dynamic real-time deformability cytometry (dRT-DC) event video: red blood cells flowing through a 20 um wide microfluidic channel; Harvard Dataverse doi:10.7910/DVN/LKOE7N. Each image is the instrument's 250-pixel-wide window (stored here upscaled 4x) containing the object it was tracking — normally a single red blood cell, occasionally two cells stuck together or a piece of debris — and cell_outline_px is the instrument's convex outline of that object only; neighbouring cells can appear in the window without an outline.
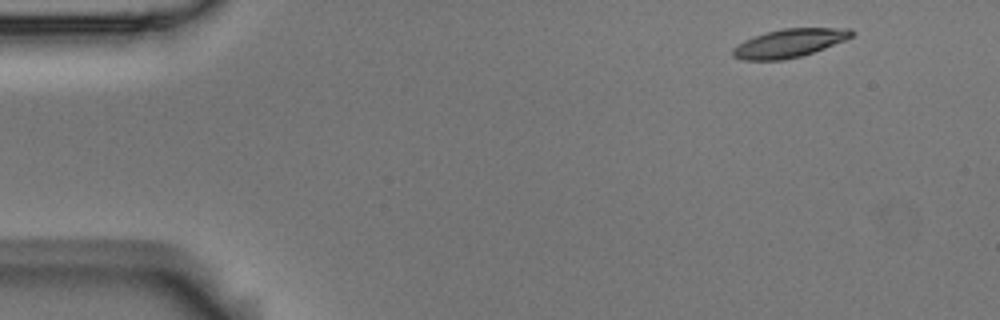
{"species": "Egyptian fruit bat (a non-hibernating species)", "species_latin": "Rousettus aegyptiacus", "temperature_condition": "room temperature", "stored_images_in_passage": 4, "segment_of_instrument_passage": [2, 2], "camera_frame_rate_fps": 3000, "um_per_image_px": 0.085, "animal": {"sex": "male"}, "frame": {"image": 1, "passage_image": 4, "time_ms": 1.0, "image_size_px": [1000, 320], "cell_outline_px": [[856, 32], [852, 36], [844, 40], [824, 48], [800, 56], [784, 60], [740, 60], [732, 56], [732, 48], [736, 44], [752, 36], [784, 28], [852, 28]], "centroid_in_image_um": [67.05, 3.66], "position_along_channel_um": 18.0, "area_um2": 19.71}}